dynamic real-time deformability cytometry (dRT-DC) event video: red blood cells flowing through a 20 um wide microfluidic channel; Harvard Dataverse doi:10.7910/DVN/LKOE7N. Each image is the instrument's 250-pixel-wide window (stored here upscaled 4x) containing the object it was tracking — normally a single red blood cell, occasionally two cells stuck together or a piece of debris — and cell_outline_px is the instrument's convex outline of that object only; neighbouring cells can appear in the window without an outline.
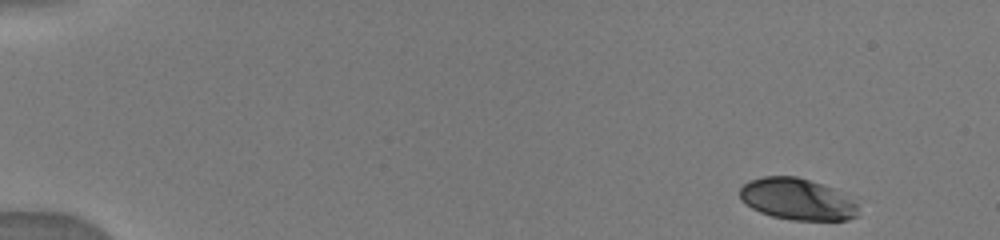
{"species": "human", "species_latin": "Homo sapiens", "temperature_condition": "warm", "stored_images_in_passage": 6, "camera_frame_rate_fps": 3000, "um_per_image_px": 0.085, "donor": {"sex": "male"}, "frame": {"image": 1, "passage_image": 1, "time_ms": 0.0, "image_size_px": [1000, 240], "cell_outline_px": [[860, 216], [848, 220], [792, 220], [772, 216], [760, 212], [752, 208], [740, 200], [740, 188], [748, 180], [764, 176], [796, 176], [836, 188], [844, 192], [856, 204]], "centroid_in_image_um": [67.79, 16.93], "position_along_channel_um": 17.2, "area_um2": 29.07}}
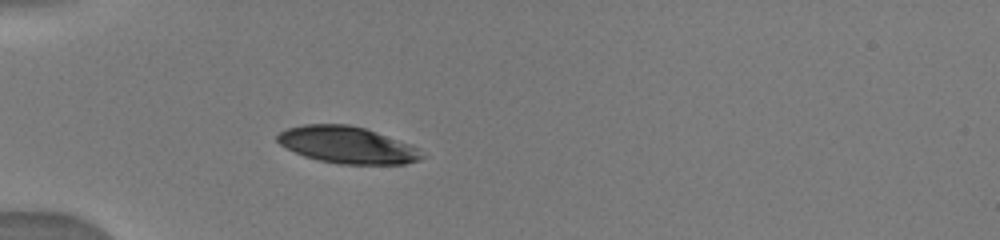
{"frame": {"image": 2, "passage_image": 6, "time_ms": 4.0, "image_size_px": [1000, 240], "cell_outline_px": [[428, 156], [420, 160], [404, 164], [336, 164], [304, 156], [280, 144], [276, 140], [276, 136], [280, 132], [288, 128], [304, 124], [348, 124], [364, 128], [376, 132], [408, 144], [416, 148]], "centroid_in_image_um": [29.52, 12.33], "position_along_channel_um": 55.5, "area_um2": 30.81}}